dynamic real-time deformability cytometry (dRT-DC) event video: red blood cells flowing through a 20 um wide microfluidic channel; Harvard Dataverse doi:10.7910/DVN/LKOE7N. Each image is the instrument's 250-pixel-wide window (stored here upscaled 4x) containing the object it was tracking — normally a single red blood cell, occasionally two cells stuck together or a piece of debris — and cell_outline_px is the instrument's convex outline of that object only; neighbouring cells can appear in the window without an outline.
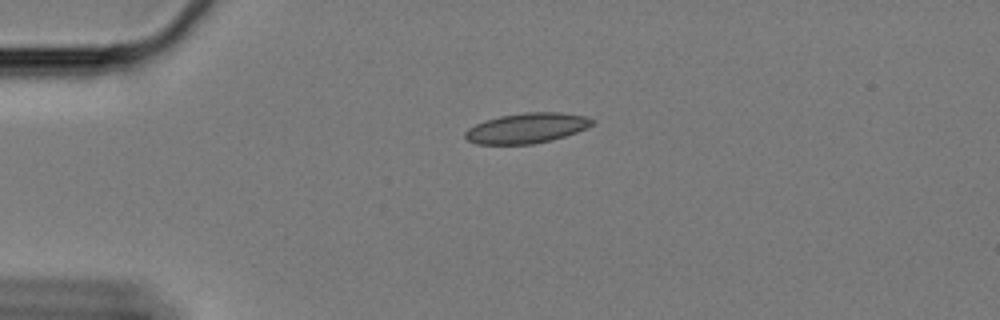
{"species": "Egyptian fruit bat (a non-hibernating species)", "species_latin": "Rousettus aegyptiacus", "temperature_condition": "cold", "stored_images_in_passage": 34, "camera_frame_rate_fps": 3000, "um_per_image_px": 0.085, "animal": {"sex": "female"}, "frame": {"image": 1, "passage_image": 1, "time_ms": 0.0, "image_size_px": [1000, 320], "cell_outline_px": [[596, 124], [576, 132], [552, 140], [532, 144], [476, 144], [468, 140], [464, 136], [464, 132], [468, 128], [484, 120], [500, 116], [524, 112], [560, 112], [584, 116], [596, 120]], "centroid_in_image_um": [44.78, 10.88], "position_along_channel_um": 40.2, "area_um2": 22.43}}
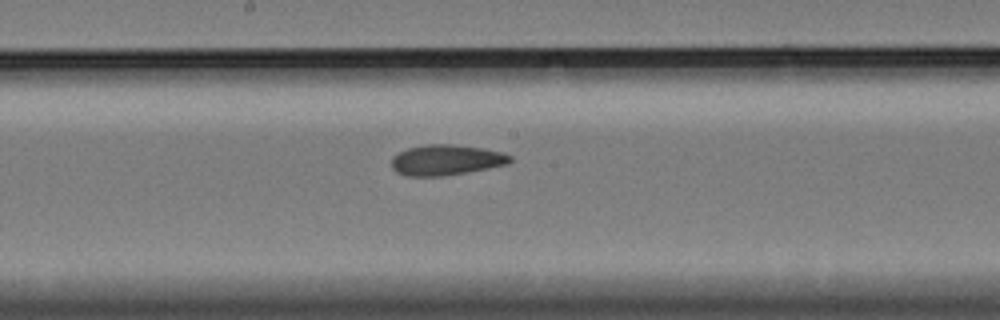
{"frame": {"image": 2, "passage_image": 19, "time_ms": 6.0, "image_size_px": [1000, 320], "cell_outline_px": [[512, 160], [508, 164], [488, 168], [440, 176], [408, 176], [396, 172], [392, 168], [392, 156], [408, 148], [428, 144], [452, 144], [484, 148], [504, 152], [512, 156]], "centroid_in_image_um": [37.94, 13.59], "position_along_channel_um": 210.3, "area_um2": 21.04}}
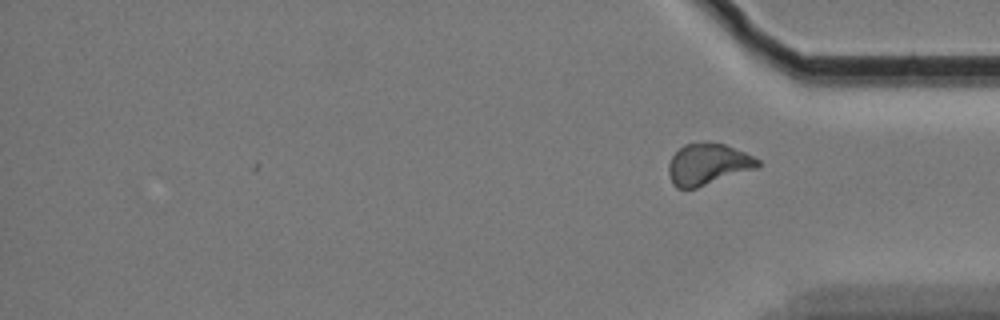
{"frame": {"image": 3, "passage_image": 34, "time_ms": 11.0, "image_size_px": [1000, 320], "cell_outline_px": [[760, 168], [696, 188], [676, 188], [672, 184], [668, 172], [668, 164], [672, 156], [684, 144], [724, 144], [744, 152], [760, 160]], "centroid_in_image_um": [60.19, 14.0], "position_along_channel_um": 375.0, "area_um2": 21.33}, "authors_computed_cell_mechanics": {"area_um2": 21.1259, "velocity_mm_per_s": 3.3384, "shape_relaxation_time_tau1_ms": null, "shape_relaxation_time_tau2_ms": 2.7172, "deformation_change_tau1": null, "deformation_change_tau2": 0.0851}}